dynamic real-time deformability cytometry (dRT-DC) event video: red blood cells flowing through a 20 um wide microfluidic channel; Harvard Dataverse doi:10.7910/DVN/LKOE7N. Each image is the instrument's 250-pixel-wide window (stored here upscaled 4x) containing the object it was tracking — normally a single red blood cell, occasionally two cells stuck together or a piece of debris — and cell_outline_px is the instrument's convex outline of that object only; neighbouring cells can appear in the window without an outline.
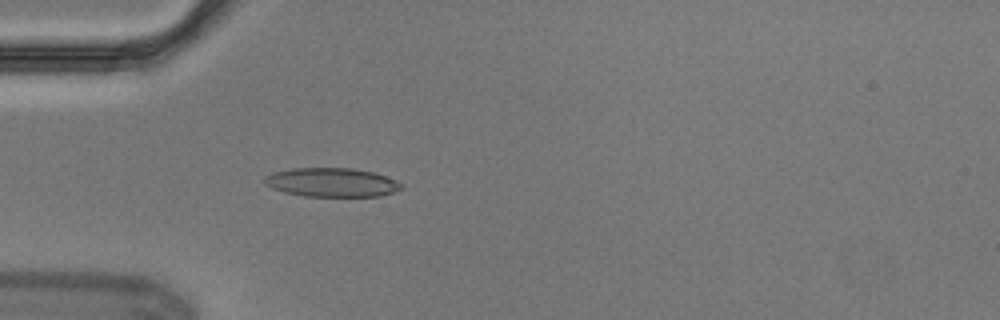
{"species": "Egyptian fruit bat (a non-hibernating species)", "species_latin": "Rousettus aegyptiacus", "temperature_condition": "cold", "stored_images_in_passage": 5, "camera_frame_rate_fps": 3000, "um_per_image_px": 0.085, "animal": {"sex": "male"}, "frame": {"image": 1, "passage_image": 5, "time_ms": 1.333, "image_size_px": [1000, 320], "cell_outline_px": [[404, 188], [396, 192], [380, 196], [304, 196], [284, 192], [272, 188], [264, 184], [264, 176], [272, 172], [292, 168], [352, 168], [372, 172], [396, 180]], "centroid_in_image_um": [28.17, 15.5], "position_along_channel_um": 56.8, "area_um2": 23.12}}